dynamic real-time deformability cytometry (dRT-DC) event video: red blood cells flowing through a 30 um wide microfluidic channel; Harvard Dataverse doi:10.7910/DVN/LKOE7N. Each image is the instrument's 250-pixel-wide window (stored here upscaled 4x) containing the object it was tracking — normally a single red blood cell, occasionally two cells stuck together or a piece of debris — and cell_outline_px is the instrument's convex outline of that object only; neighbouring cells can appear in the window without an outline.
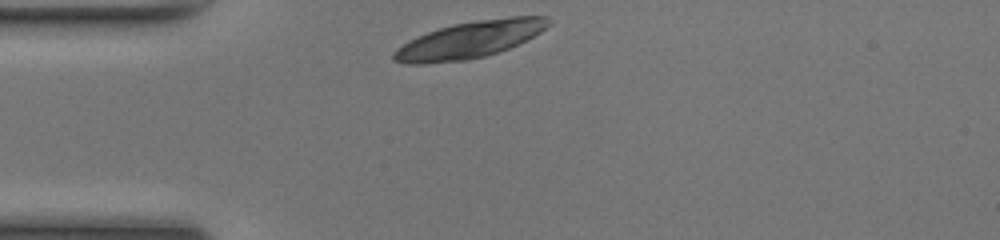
{"species": "common noctule bat (a hibernating species)", "species_latin": "Nyctalus noctula", "temperature_condition": "room temperature", "stored_images_in_passage": 28, "camera_frame_rate_fps": 3000, "um_per_image_px": 0.085, "animal": {"sex": "female", "body_mass_g": 17.0, "forearm_length_mm": 48.0}, "frame": {"image": 1, "passage_image": 1, "time_ms": 0.0, "image_size_px": [1000, 240], "cell_outline_px": [[552, 24], [540, 32], [508, 48], [484, 56], [468, 60], [424, 64], [408, 64], [392, 60], [392, 52], [396, 48], [428, 32], [452, 24], [476, 20], [508, 16], [548, 16], [552, 20]], "centroid_in_image_um": [39.94, 3.37], "position_along_channel_um": 45.1, "area_um2": 33.0}}